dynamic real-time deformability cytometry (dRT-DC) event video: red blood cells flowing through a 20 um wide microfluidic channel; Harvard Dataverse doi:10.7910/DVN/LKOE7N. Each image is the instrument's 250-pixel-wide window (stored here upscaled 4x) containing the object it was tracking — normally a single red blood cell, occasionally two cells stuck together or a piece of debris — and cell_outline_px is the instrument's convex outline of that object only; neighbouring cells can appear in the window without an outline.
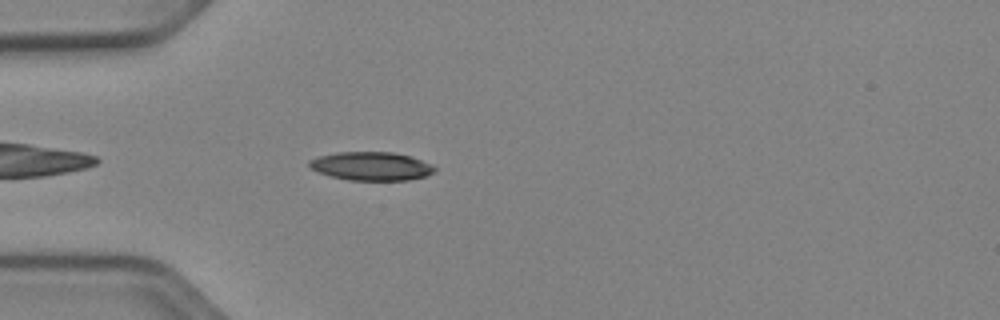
{"species": "Egyptian fruit bat (a non-hibernating species)", "species_latin": "Rousettus aegyptiacus", "temperature_condition": "cold", "stored_images_in_passage": 36, "camera_frame_rate_fps": 3000, "um_per_image_px": 0.085, "animal": {"sex": "female"}, "frame": {"image": 1, "passage_image": 4, "time_ms": 1.0, "image_size_px": [1000, 320], "cell_outline_px": [[436, 172], [424, 176], [408, 180], [348, 180], [332, 176], [320, 172], [312, 168], [308, 164], [308, 160], [320, 156], [336, 152], [392, 152], [408, 156], [432, 164], [436, 168]], "centroid_in_image_um": [31.57, 14.12], "position_along_channel_um": 53.4, "area_um2": 20.63}}
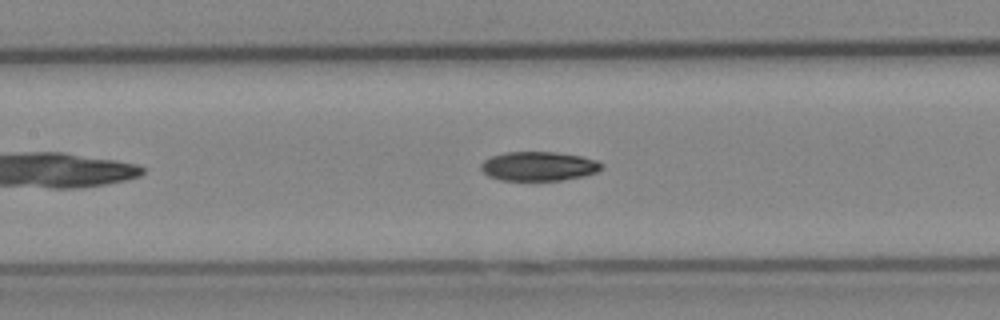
{"frame": {"image": 2, "passage_image": 13, "time_ms": 4.0, "image_size_px": [1000, 320], "cell_outline_px": [[604, 168], [596, 172], [584, 176], [564, 180], [500, 180], [488, 176], [480, 168], [480, 164], [484, 160], [492, 156], [504, 152], [556, 152], [580, 156], [596, 160], [604, 164]], "centroid_in_image_um": [45.8, 14.13], "position_along_channel_um": 161.6, "area_um2": 20.63}}
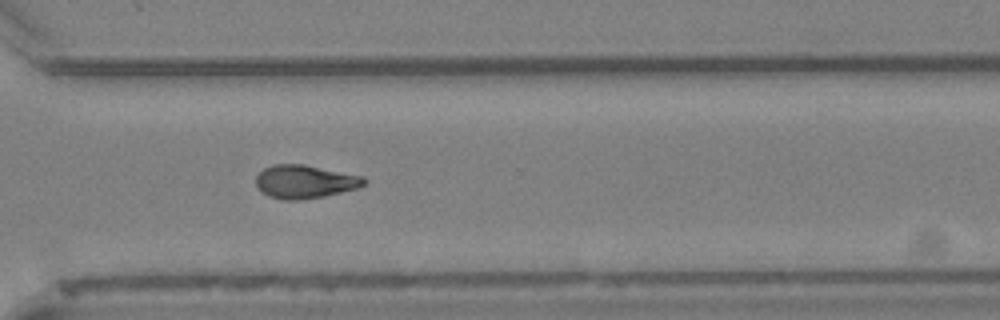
{"frame": {"image": 3, "passage_image": 27, "time_ms": 8.667, "image_size_px": [1000, 320], "cell_outline_px": [[368, 180], [360, 188], [324, 196], [296, 200], [284, 200], [268, 196], [260, 192], [256, 184], [256, 176], [264, 168], [272, 164], [304, 164], [364, 176]], "centroid_in_image_um": [25.92, 15.44], "position_along_channel_um": 344.7, "area_um2": 21.21}, "authors_computed_cell_mechanics": {"area_um2": 21.0681, "velocity_mm_per_s": 3.9284, "shape_relaxation_time_tau1_ms": 3.7521, "shape_relaxation_time_tau2_ms": null, "deformation_change_tau1": 0.1202, "deformation_change_tau2": null}}